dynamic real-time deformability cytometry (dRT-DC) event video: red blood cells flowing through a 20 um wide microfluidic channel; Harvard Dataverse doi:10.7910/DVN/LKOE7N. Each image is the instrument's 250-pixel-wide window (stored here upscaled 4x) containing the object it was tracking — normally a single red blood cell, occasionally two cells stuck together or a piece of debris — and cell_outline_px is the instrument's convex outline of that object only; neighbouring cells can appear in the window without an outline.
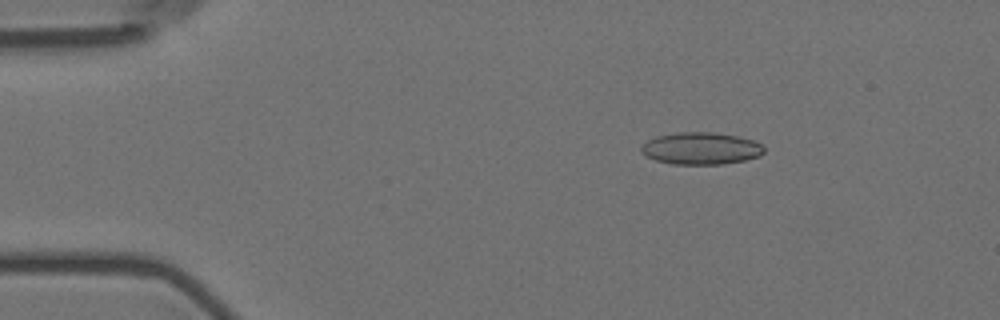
{"species": "Egyptian fruit bat (a non-hibernating species)", "species_latin": "Rousettus aegyptiacus", "temperature_condition": "room temperature", "stored_images_in_passage": 5, "camera_frame_rate_fps": 3000, "um_per_image_px": 0.085, "animal": {"sex": "female"}, "frame": {"image": 1, "passage_image": 3, "time_ms": 0.667, "image_size_px": [1000, 320], "cell_outline_px": [[764, 152], [760, 156], [744, 160], [724, 164], [672, 164], [656, 160], [640, 152], [640, 148], [648, 140], [656, 136], [676, 132], [712, 132], [740, 136], [756, 140], [764, 148]], "centroid_in_image_um": [59.61, 12.6], "position_along_channel_um": 25.4, "area_um2": 23.12}}